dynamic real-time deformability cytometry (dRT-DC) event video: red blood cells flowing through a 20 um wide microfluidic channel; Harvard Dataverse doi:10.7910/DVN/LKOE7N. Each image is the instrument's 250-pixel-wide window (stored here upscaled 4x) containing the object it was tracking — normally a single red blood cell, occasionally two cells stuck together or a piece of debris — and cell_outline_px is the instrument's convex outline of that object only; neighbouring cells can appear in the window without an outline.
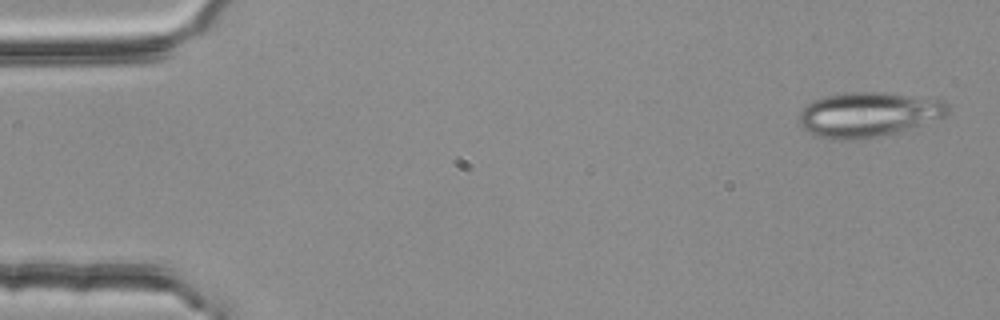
{"species": "common noctule bat (a hibernating species)", "species_latin": "Nyctalus noctula", "temperature_condition": "room temperature", "stored_images_in_passage": 4, "camera_frame_rate_fps": 3000, "um_per_image_px": 0.085, "animal": {"sex": "female", "body_mass_g": 25.1}, "frame": {"image": 1, "passage_image": 1, "time_ms": 0.0, "image_size_px": [1000, 320], "cell_outline_px": [[948, 112], [944, 116], [904, 132], [840, 140], [836, 140], [820, 136], [808, 132], [800, 128], [800, 112], [812, 100], [824, 96], [844, 92], [884, 92], [944, 100], [948, 104]], "centroid_in_image_um": [73.82, 9.72], "position_along_channel_um": 11.2, "area_um2": 38.73}}